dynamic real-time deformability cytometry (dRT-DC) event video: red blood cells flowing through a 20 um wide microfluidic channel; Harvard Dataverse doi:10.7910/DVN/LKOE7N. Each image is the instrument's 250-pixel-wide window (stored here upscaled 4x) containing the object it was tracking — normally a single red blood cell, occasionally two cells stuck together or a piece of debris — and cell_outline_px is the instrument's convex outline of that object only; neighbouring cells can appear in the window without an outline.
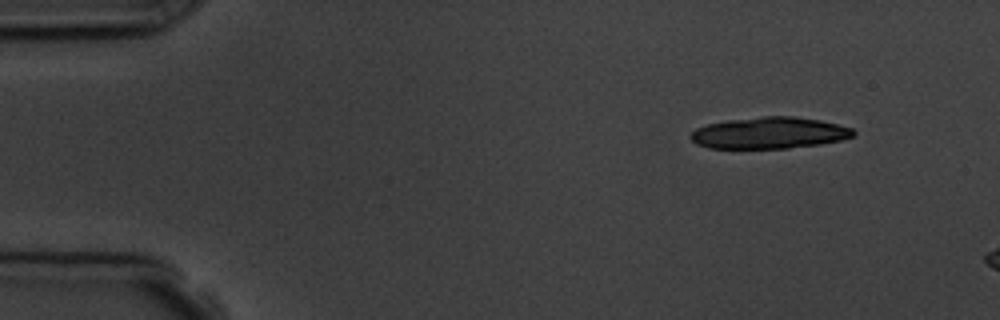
{"species": "common noctule bat (a hibernating species)", "species_latin": "Nyctalus noctula", "temperature_condition": "room temperature", "stored_images_in_passage": 3, "camera_frame_rate_fps": 3000, "um_per_image_px": 0.085, "animal": {"sex": "male", "body_mass_g": 19.5, "forearm_length_mm": 54.6}, "frame": {"image": 1, "passage_image": 1, "time_ms": 0.0, "image_size_px": [1000, 320], "cell_outline_px": [[856, 132], [852, 136], [840, 140], [820, 144], [788, 148], [708, 148], [696, 144], [688, 136], [696, 128], [708, 124], [728, 120], [764, 116], [796, 116], [820, 120], [852, 128]], "centroid_in_image_um": [65.37, 11.3], "position_along_channel_um": 19.6, "area_um2": 29.82}}